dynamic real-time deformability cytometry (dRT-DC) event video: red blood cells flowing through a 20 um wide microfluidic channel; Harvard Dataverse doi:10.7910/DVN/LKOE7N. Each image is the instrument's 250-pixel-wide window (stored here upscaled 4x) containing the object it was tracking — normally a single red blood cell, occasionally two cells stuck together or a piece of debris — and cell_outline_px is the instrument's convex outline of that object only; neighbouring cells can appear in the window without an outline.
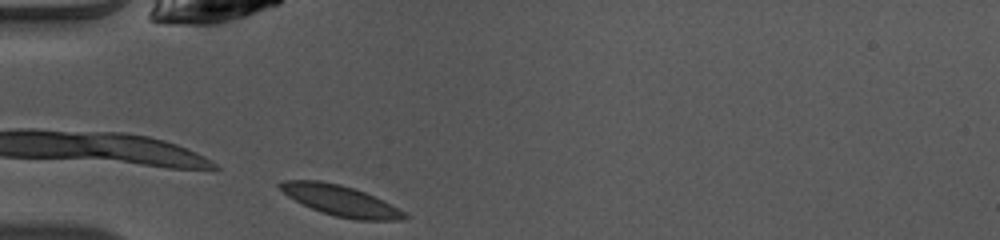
{"species": "common noctule bat (a hibernating species)", "species_latin": "Nyctalus noctula", "temperature_condition": "warm", "stored_images_in_passage": 29, "camera_frame_rate_fps": 3000, "um_per_image_px": 0.085, "animal": {"sex": "female", "body_mass_g": 10.0, "forearm_length_mm": 53.1}, "frame": {"image": 1, "passage_image": 1, "time_ms": 0.0, "image_size_px": [1000, 240], "cell_outline_px": [[408, 216], [404, 220], [356, 220], [336, 216], [312, 208], [288, 196], [276, 184], [284, 180], [320, 180], [340, 184], [364, 192], [384, 200], [404, 212]], "centroid_in_image_um": [28.96, 17.04], "position_along_channel_um": 56.0, "area_um2": 21.85}}
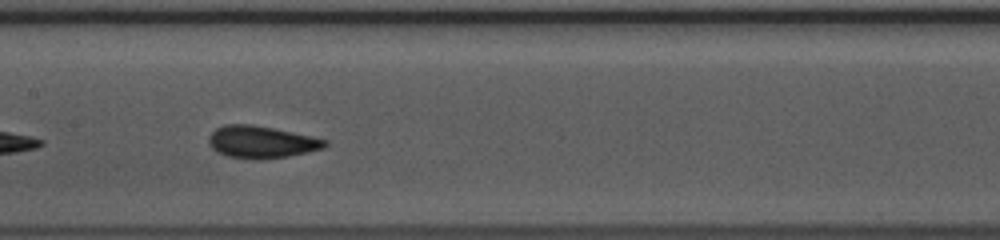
{"frame": {"image": 2, "passage_image": 11, "time_ms": 3.333, "image_size_px": [1000, 240], "cell_outline_px": [[328, 144], [324, 148], [308, 152], [288, 156], [256, 160], [252, 160], [228, 156], [216, 152], [212, 148], [208, 140], [208, 136], [216, 128], [224, 124], [252, 124], [312, 136], [328, 140]], "centroid_in_image_um": [22.2, 12.07], "position_along_channel_um": 185.2, "area_um2": 21.91}}
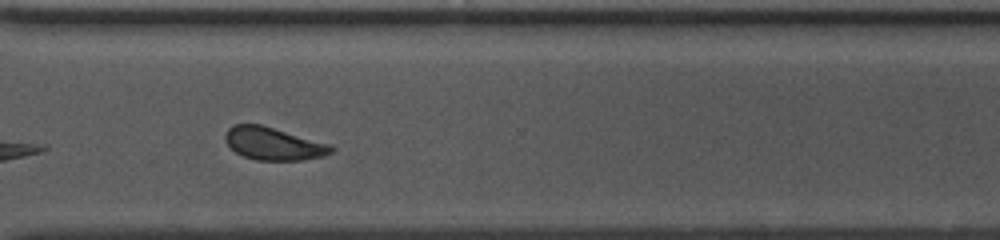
{"frame": {"image": 3, "passage_image": 23, "time_ms": 7.333, "image_size_px": [1000, 240], "cell_outline_px": [[336, 148], [332, 152], [324, 156], [300, 160], [256, 160], [244, 156], [236, 152], [224, 140], [224, 136], [228, 128], [232, 124], [260, 124], [332, 144]], "centroid_in_image_um": [23.26, 12.2], "position_along_channel_um": 347.3, "area_um2": 20.29}, "authors_computed_cell_mechanics": {"area_um2": 21.097, "velocity_mm_per_s": 4.0683, "shape_relaxation_time_tau1_ms": 1.8933, "shape_relaxation_time_tau2_ms": null, "deformation_change_tau1": 0.0851, "deformation_change_tau2": null}}